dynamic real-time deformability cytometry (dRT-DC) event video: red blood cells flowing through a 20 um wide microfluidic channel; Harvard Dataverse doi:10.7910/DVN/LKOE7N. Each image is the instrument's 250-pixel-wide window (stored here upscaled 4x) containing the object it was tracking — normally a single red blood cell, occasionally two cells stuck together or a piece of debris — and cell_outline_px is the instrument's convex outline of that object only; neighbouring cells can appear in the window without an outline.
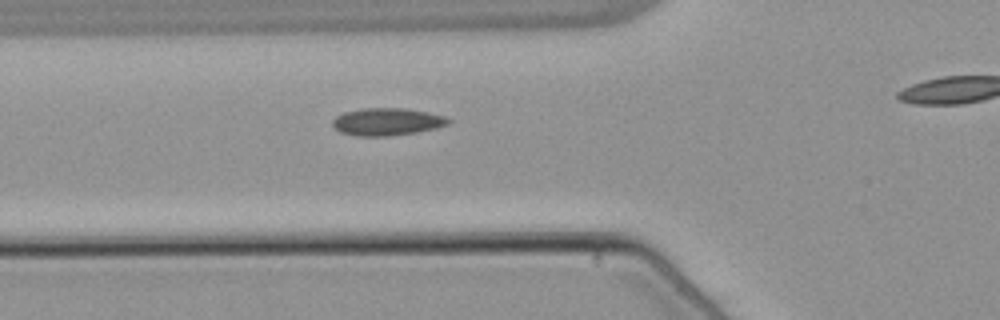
{"species": "common noctule bat (a hibernating species)", "species_latin": "Nyctalus noctula", "temperature_condition": "warm", "stored_images_in_passage": 30, "camera_frame_rate_fps": 3000, "um_per_image_px": 0.085, "animal": {"sex": "male", "body_mass_g": 21.5, "forearm_length_mm": 52.0}, "frame": {"image": 1, "passage_image": 5, "time_ms": 1.333, "image_size_px": [1000, 320], "cell_outline_px": [[452, 120], [448, 124], [436, 128], [416, 132], [388, 136], [356, 136], [340, 132], [332, 124], [332, 120], [336, 116], [344, 112], [360, 108], [404, 108], [428, 112], [444, 116]], "centroid_in_image_um": [32.88, 10.34], "position_along_channel_um": 92.9, "area_um2": 18.55}}
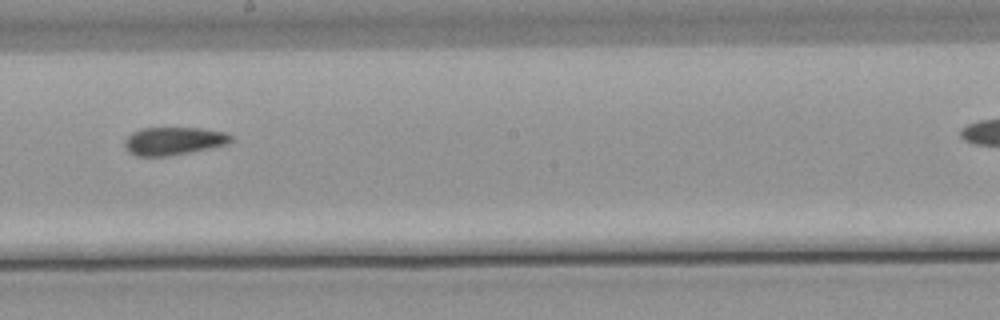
{"frame": {"image": 2, "passage_image": 16, "time_ms": 5.0, "image_size_px": [1000, 320], "cell_outline_px": [[232, 140], [228, 144], [188, 152], [164, 156], [136, 156], [128, 152], [124, 148], [124, 140], [132, 132], [140, 128], [204, 128], [228, 132], [232, 136]], "centroid_in_image_um": [14.74, 11.97], "position_along_channel_um": 233.5, "area_um2": 17.4}}
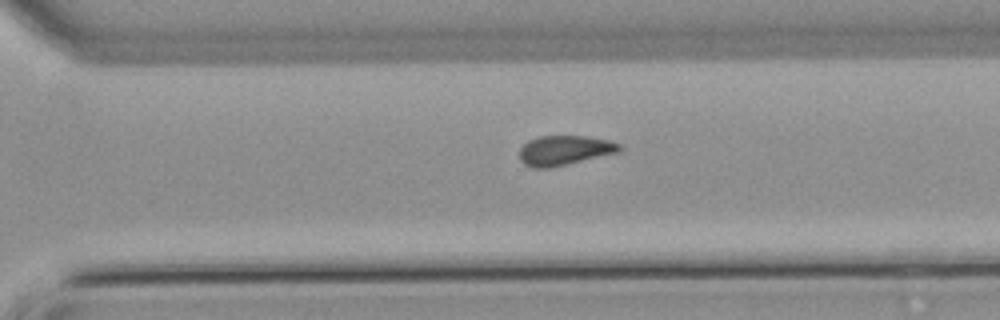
{"frame": {"image": 3, "passage_image": 23, "time_ms": 7.333, "image_size_px": [1000, 320], "cell_outline_px": [[620, 152], [548, 168], [532, 168], [524, 164], [520, 160], [520, 148], [528, 140], [540, 136], [584, 136], [608, 140], [620, 144]], "centroid_in_image_um": [47.95, 12.78], "position_along_channel_um": 322.6, "area_um2": 17.17}}